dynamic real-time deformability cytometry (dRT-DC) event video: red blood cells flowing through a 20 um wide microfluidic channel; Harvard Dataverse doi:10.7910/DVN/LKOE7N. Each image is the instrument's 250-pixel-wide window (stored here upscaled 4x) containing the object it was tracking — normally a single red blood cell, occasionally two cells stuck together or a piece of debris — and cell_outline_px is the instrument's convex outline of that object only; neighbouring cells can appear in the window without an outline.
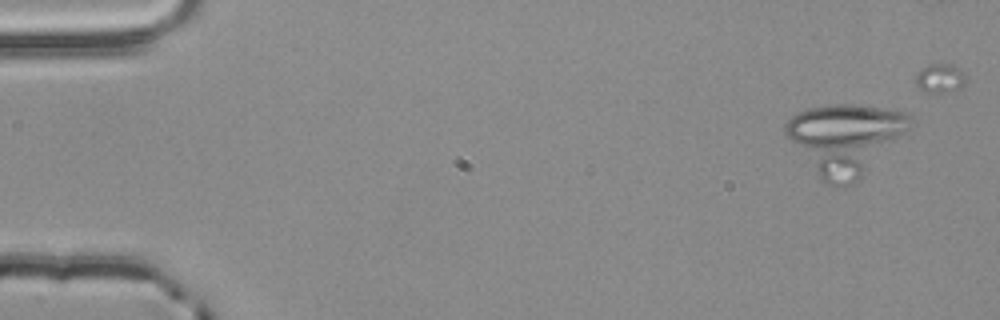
{"species": "common noctule bat (a hibernating species)", "species_latin": "Nyctalus noctula", "temperature_condition": "room temperature", "stored_images_in_passage": 31, "segment_of_instrument_passage": [1, 2], "camera_frame_rate_fps": 3000, "um_per_image_px": 0.085, "animal": {"sex": "male", "body_mass_g": 20.4}, "frame": {"image": 1, "passage_image": 4, "time_ms": 1.0, "image_size_px": [1000, 320], "cell_outline_px": [[912, 128], [856, 180], [848, 184], [828, 184], [820, 180], [784, 132], [784, 124], [796, 112], [808, 108], [836, 104], [848, 104], [904, 112], [912, 116]], "centroid_in_image_um": [71.83, 11.77], "position_along_channel_um": 13.2, "area_um2": 50.0}}